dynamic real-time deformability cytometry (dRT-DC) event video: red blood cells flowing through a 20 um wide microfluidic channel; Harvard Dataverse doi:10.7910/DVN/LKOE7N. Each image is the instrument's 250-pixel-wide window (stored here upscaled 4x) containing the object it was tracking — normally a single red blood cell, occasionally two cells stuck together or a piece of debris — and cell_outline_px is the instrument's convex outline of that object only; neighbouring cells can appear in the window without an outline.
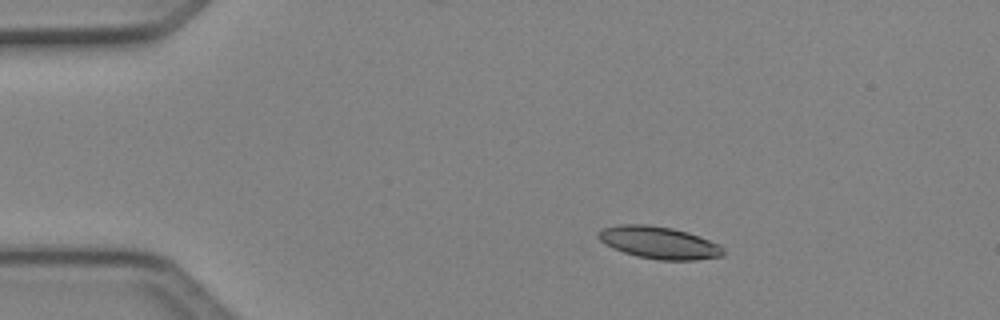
{"species": "Egyptian fruit bat (a non-hibernating species)", "species_latin": "Rousettus aegyptiacus", "temperature_condition": "cold", "stored_images_in_passage": 4, "camera_frame_rate_fps": 3000, "um_per_image_px": 0.085, "animal": {"sex": "female"}, "frame": {"image": 1, "passage_image": 1, "time_ms": 0.0, "image_size_px": [1000, 320], "cell_outline_px": [[724, 256], [696, 260], [656, 260], [636, 256], [612, 248], [604, 244], [596, 236], [596, 232], [604, 228], [620, 224], [648, 224], [672, 228], [688, 232], [720, 244], [724, 248]], "centroid_in_image_um": [56.01, 20.62], "position_along_channel_um": 29.0, "area_um2": 23.76}}
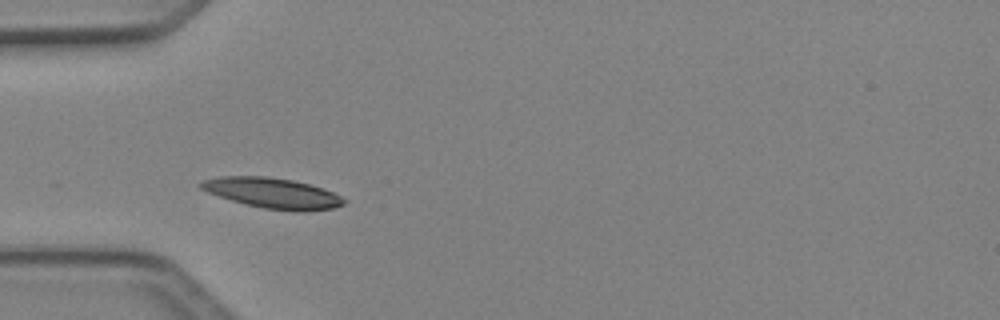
{"frame": {"image": 2, "passage_image": 3, "time_ms": 0.667, "image_size_px": [1000, 320], "cell_outline_px": [[348, 200], [344, 204], [332, 208], [304, 212], [300, 212], [264, 208], [232, 200], [208, 192], [200, 188], [196, 184], [204, 180], [220, 176], [264, 176], [292, 180], [324, 188]], "centroid_in_image_um": [23.19, 16.41], "position_along_channel_um": 61.8, "area_um2": 25.2}}
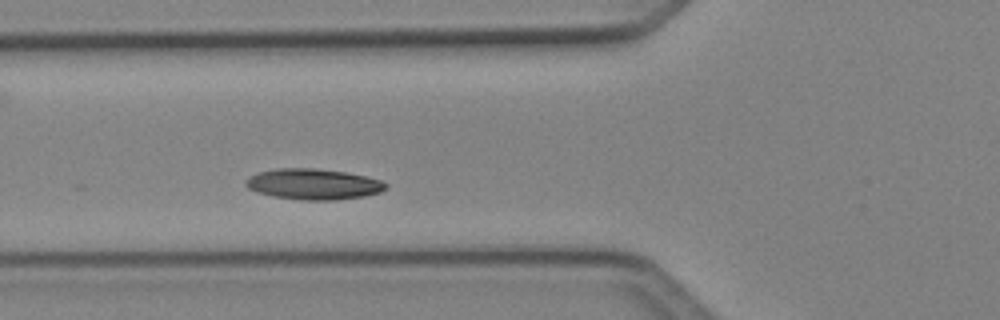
{"frame": {"image": 3, "passage_image": 4, "time_ms": 1.0, "image_size_px": [1000, 320], "cell_outline_px": [[388, 184], [380, 192], [364, 196], [336, 200], [304, 200], [272, 196], [256, 192], [248, 188], [244, 184], [244, 180], [248, 176], [256, 172], [276, 168], [316, 168], [348, 172], [368, 176], [380, 180]], "centroid_in_image_um": [26.59, 15.64], "position_along_channel_um": 99.2, "area_um2": 25.43}}